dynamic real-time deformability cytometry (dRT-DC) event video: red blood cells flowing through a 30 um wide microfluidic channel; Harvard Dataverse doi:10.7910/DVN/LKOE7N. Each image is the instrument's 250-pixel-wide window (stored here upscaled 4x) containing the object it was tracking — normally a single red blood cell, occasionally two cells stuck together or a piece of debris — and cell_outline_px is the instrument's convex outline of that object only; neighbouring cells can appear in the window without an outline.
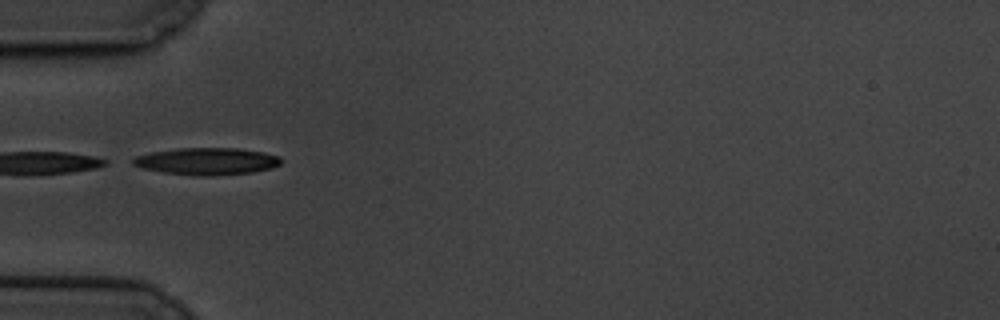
{"species": "common noctule bat (a hibernating species)", "species_latin": "Nyctalus noctula", "temperature_condition": "cold", "stored_images_in_passage": 5, "camera_frame_rate_fps": 3000, "um_per_image_px": 0.085, "animal": {"sex": "male", "body_mass_g": 19.5, "forearm_length_mm": 54.6}, "frame": {"image": 1, "passage_image": 1, "time_ms": 0.0, "image_size_px": [1000, 320], "cell_outline_px": [[284, 160], [280, 164], [272, 168], [252, 172], [208, 176], [196, 176], [164, 172], [140, 168], [132, 164], [132, 160], [136, 156], [152, 152], [180, 148], [236, 148], [264, 152], [280, 156]], "centroid_in_image_um": [17.61, 13.71], "position_along_channel_um": 67.4, "area_um2": 23.41}}